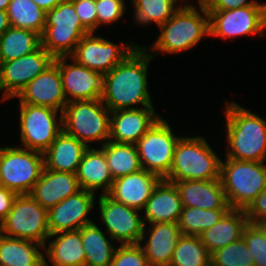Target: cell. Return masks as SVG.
<instances>
[{"label":"cell","mask_w":266,"mask_h":266,"mask_svg":"<svg viewBox=\"0 0 266 266\" xmlns=\"http://www.w3.org/2000/svg\"><path fill=\"white\" fill-rule=\"evenodd\" d=\"M147 48L137 46L122 62L103 76L101 100L111 111L134 109L132 105L141 104L143 108L153 107L148 92V63L153 59Z\"/></svg>","instance_id":"6da1fadb"},{"label":"cell","mask_w":266,"mask_h":266,"mask_svg":"<svg viewBox=\"0 0 266 266\" xmlns=\"http://www.w3.org/2000/svg\"><path fill=\"white\" fill-rule=\"evenodd\" d=\"M225 109L227 158L265 162L266 121L234 102Z\"/></svg>","instance_id":"7a4b0ae2"},{"label":"cell","mask_w":266,"mask_h":266,"mask_svg":"<svg viewBox=\"0 0 266 266\" xmlns=\"http://www.w3.org/2000/svg\"><path fill=\"white\" fill-rule=\"evenodd\" d=\"M221 159L201 137H181L176 144L169 182L220 179Z\"/></svg>","instance_id":"3957f363"},{"label":"cell","mask_w":266,"mask_h":266,"mask_svg":"<svg viewBox=\"0 0 266 266\" xmlns=\"http://www.w3.org/2000/svg\"><path fill=\"white\" fill-rule=\"evenodd\" d=\"M199 6L204 16L193 5L179 6L174 15L159 26L161 32L152 49L178 53L193 48L204 35H210L209 13L200 2Z\"/></svg>","instance_id":"277c9868"},{"label":"cell","mask_w":266,"mask_h":266,"mask_svg":"<svg viewBox=\"0 0 266 266\" xmlns=\"http://www.w3.org/2000/svg\"><path fill=\"white\" fill-rule=\"evenodd\" d=\"M225 162V163H224ZM221 160L220 180L230 208L245 209L266 188L264 162Z\"/></svg>","instance_id":"5b68a950"},{"label":"cell","mask_w":266,"mask_h":266,"mask_svg":"<svg viewBox=\"0 0 266 266\" xmlns=\"http://www.w3.org/2000/svg\"><path fill=\"white\" fill-rule=\"evenodd\" d=\"M90 33L81 23L71 0L60 2L46 12L41 46L53 58L71 56L84 35Z\"/></svg>","instance_id":"8992f818"},{"label":"cell","mask_w":266,"mask_h":266,"mask_svg":"<svg viewBox=\"0 0 266 266\" xmlns=\"http://www.w3.org/2000/svg\"><path fill=\"white\" fill-rule=\"evenodd\" d=\"M111 111L101 99L73 101L62 112L63 131L89 146L92 141L108 142Z\"/></svg>","instance_id":"52a82bcc"},{"label":"cell","mask_w":266,"mask_h":266,"mask_svg":"<svg viewBox=\"0 0 266 266\" xmlns=\"http://www.w3.org/2000/svg\"><path fill=\"white\" fill-rule=\"evenodd\" d=\"M0 233L46 246L50 236L47 209L30 194L17 195L10 212L0 224Z\"/></svg>","instance_id":"ba28073f"},{"label":"cell","mask_w":266,"mask_h":266,"mask_svg":"<svg viewBox=\"0 0 266 266\" xmlns=\"http://www.w3.org/2000/svg\"><path fill=\"white\" fill-rule=\"evenodd\" d=\"M44 169L43 153L22 147H0L1 186L30 194Z\"/></svg>","instance_id":"9c48e42d"},{"label":"cell","mask_w":266,"mask_h":266,"mask_svg":"<svg viewBox=\"0 0 266 266\" xmlns=\"http://www.w3.org/2000/svg\"><path fill=\"white\" fill-rule=\"evenodd\" d=\"M169 123L161 117L135 143L142 169L164 179L170 172L174 150L181 138L172 133Z\"/></svg>","instance_id":"30bf717a"},{"label":"cell","mask_w":266,"mask_h":266,"mask_svg":"<svg viewBox=\"0 0 266 266\" xmlns=\"http://www.w3.org/2000/svg\"><path fill=\"white\" fill-rule=\"evenodd\" d=\"M21 141L25 149L44 153L63 131L62 113L49 107L20 104ZM58 122V123H57Z\"/></svg>","instance_id":"8fae6325"},{"label":"cell","mask_w":266,"mask_h":266,"mask_svg":"<svg viewBox=\"0 0 266 266\" xmlns=\"http://www.w3.org/2000/svg\"><path fill=\"white\" fill-rule=\"evenodd\" d=\"M101 219L109 232L111 241L121 245L140 244L145 239V220L138 215L140 210L126 206L107 194L99 197Z\"/></svg>","instance_id":"7c38bea8"},{"label":"cell","mask_w":266,"mask_h":266,"mask_svg":"<svg viewBox=\"0 0 266 266\" xmlns=\"http://www.w3.org/2000/svg\"><path fill=\"white\" fill-rule=\"evenodd\" d=\"M123 44L122 42V48L102 37L93 36V32H90L83 36L70 57L78 64L104 75L122 62L138 46L132 43Z\"/></svg>","instance_id":"4fadbf2b"},{"label":"cell","mask_w":266,"mask_h":266,"mask_svg":"<svg viewBox=\"0 0 266 266\" xmlns=\"http://www.w3.org/2000/svg\"><path fill=\"white\" fill-rule=\"evenodd\" d=\"M54 62V58L42 46L35 52L0 63V91L2 100L15 98L30 81Z\"/></svg>","instance_id":"5bb4252c"},{"label":"cell","mask_w":266,"mask_h":266,"mask_svg":"<svg viewBox=\"0 0 266 266\" xmlns=\"http://www.w3.org/2000/svg\"><path fill=\"white\" fill-rule=\"evenodd\" d=\"M209 13L210 35L233 38L243 35H262L266 28L261 6H247L231 10H206Z\"/></svg>","instance_id":"9a60e30c"},{"label":"cell","mask_w":266,"mask_h":266,"mask_svg":"<svg viewBox=\"0 0 266 266\" xmlns=\"http://www.w3.org/2000/svg\"><path fill=\"white\" fill-rule=\"evenodd\" d=\"M66 59L67 57H58L54 58V62L59 67L67 103L101 99L104 75L78 64L74 59L73 64L66 63Z\"/></svg>","instance_id":"2e32d148"},{"label":"cell","mask_w":266,"mask_h":266,"mask_svg":"<svg viewBox=\"0 0 266 266\" xmlns=\"http://www.w3.org/2000/svg\"><path fill=\"white\" fill-rule=\"evenodd\" d=\"M15 97L20 99V104L49 107L62 113L67 100L63 92L58 65L53 62L20 90Z\"/></svg>","instance_id":"e0dca14e"},{"label":"cell","mask_w":266,"mask_h":266,"mask_svg":"<svg viewBox=\"0 0 266 266\" xmlns=\"http://www.w3.org/2000/svg\"><path fill=\"white\" fill-rule=\"evenodd\" d=\"M95 193L81 189L47 210L50 234L81 229L93 223L86 216L94 206Z\"/></svg>","instance_id":"ac0fdd59"},{"label":"cell","mask_w":266,"mask_h":266,"mask_svg":"<svg viewBox=\"0 0 266 266\" xmlns=\"http://www.w3.org/2000/svg\"><path fill=\"white\" fill-rule=\"evenodd\" d=\"M153 107L120 109L111 112L109 140L135 144L160 118Z\"/></svg>","instance_id":"d6986e66"},{"label":"cell","mask_w":266,"mask_h":266,"mask_svg":"<svg viewBox=\"0 0 266 266\" xmlns=\"http://www.w3.org/2000/svg\"><path fill=\"white\" fill-rule=\"evenodd\" d=\"M161 178L145 169L116 178L107 193L112 199L141 211Z\"/></svg>","instance_id":"ffe728a7"},{"label":"cell","mask_w":266,"mask_h":266,"mask_svg":"<svg viewBox=\"0 0 266 266\" xmlns=\"http://www.w3.org/2000/svg\"><path fill=\"white\" fill-rule=\"evenodd\" d=\"M175 184L183 207L201 209H230L220 179L182 180Z\"/></svg>","instance_id":"44dd1931"},{"label":"cell","mask_w":266,"mask_h":266,"mask_svg":"<svg viewBox=\"0 0 266 266\" xmlns=\"http://www.w3.org/2000/svg\"><path fill=\"white\" fill-rule=\"evenodd\" d=\"M80 190L76 174L44 168L30 195L48 210Z\"/></svg>","instance_id":"7402d4cb"},{"label":"cell","mask_w":266,"mask_h":266,"mask_svg":"<svg viewBox=\"0 0 266 266\" xmlns=\"http://www.w3.org/2000/svg\"><path fill=\"white\" fill-rule=\"evenodd\" d=\"M183 209L179 192L174 183L161 179L154 187L144 207L149 224L161 222L178 223Z\"/></svg>","instance_id":"603a6c76"},{"label":"cell","mask_w":266,"mask_h":266,"mask_svg":"<svg viewBox=\"0 0 266 266\" xmlns=\"http://www.w3.org/2000/svg\"><path fill=\"white\" fill-rule=\"evenodd\" d=\"M146 245L141 246L149 266H169L176 243L182 235L178 223L161 222L150 225Z\"/></svg>","instance_id":"cb8c5ba5"},{"label":"cell","mask_w":266,"mask_h":266,"mask_svg":"<svg viewBox=\"0 0 266 266\" xmlns=\"http://www.w3.org/2000/svg\"><path fill=\"white\" fill-rule=\"evenodd\" d=\"M89 146L62 131L43 153L44 168L76 174Z\"/></svg>","instance_id":"d4e9b609"},{"label":"cell","mask_w":266,"mask_h":266,"mask_svg":"<svg viewBox=\"0 0 266 266\" xmlns=\"http://www.w3.org/2000/svg\"><path fill=\"white\" fill-rule=\"evenodd\" d=\"M248 224L249 220L244 209L230 208L215 225L199 236L209 253L212 254L216 250L241 239Z\"/></svg>","instance_id":"484cf974"},{"label":"cell","mask_w":266,"mask_h":266,"mask_svg":"<svg viewBox=\"0 0 266 266\" xmlns=\"http://www.w3.org/2000/svg\"><path fill=\"white\" fill-rule=\"evenodd\" d=\"M76 177L81 189L94 193L102 187L103 194L110 191L113 178L101 148L88 147L78 165Z\"/></svg>","instance_id":"4316f807"},{"label":"cell","mask_w":266,"mask_h":266,"mask_svg":"<svg viewBox=\"0 0 266 266\" xmlns=\"http://www.w3.org/2000/svg\"><path fill=\"white\" fill-rule=\"evenodd\" d=\"M60 234V235H59ZM57 236L49 242L45 254L53 266H85V251L81 241V229L50 234Z\"/></svg>","instance_id":"83f0119b"},{"label":"cell","mask_w":266,"mask_h":266,"mask_svg":"<svg viewBox=\"0 0 266 266\" xmlns=\"http://www.w3.org/2000/svg\"><path fill=\"white\" fill-rule=\"evenodd\" d=\"M34 243L0 233V266H42L45 257L37 248L44 246Z\"/></svg>","instance_id":"f1b7e54d"},{"label":"cell","mask_w":266,"mask_h":266,"mask_svg":"<svg viewBox=\"0 0 266 266\" xmlns=\"http://www.w3.org/2000/svg\"><path fill=\"white\" fill-rule=\"evenodd\" d=\"M41 47V35L10 26L0 36V63L31 54Z\"/></svg>","instance_id":"f546056e"},{"label":"cell","mask_w":266,"mask_h":266,"mask_svg":"<svg viewBox=\"0 0 266 266\" xmlns=\"http://www.w3.org/2000/svg\"><path fill=\"white\" fill-rule=\"evenodd\" d=\"M105 158L114 179L126 176L142 169L135 144L108 141L102 143Z\"/></svg>","instance_id":"4dcf8cb0"},{"label":"cell","mask_w":266,"mask_h":266,"mask_svg":"<svg viewBox=\"0 0 266 266\" xmlns=\"http://www.w3.org/2000/svg\"><path fill=\"white\" fill-rule=\"evenodd\" d=\"M81 241L85 251V266L111 264L116 248L94 222L81 228Z\"/></svg>","instance_id":"1f68e13d"},{"label":"cell","mask_w":266,"mask_h":266,"mask_svg":"<svg viewBox=\"0 0 266 266\" xmlns=\"http://www.w3.org/2000/svg\"><path fill=\"white\" fill-rule=\"evenodd\" d=\"M6 12L12 27L32 30L42 35L46 12L32 0H11Z\"/></svg>","instance_id":"d6a6232c"},{"label":"cell","mask_w":266,"mask_h":266,"mask_svg":"<svg viewBox=\"0 0 266 266\" xmlns=\"http://www.w3.org/2000/svg\"><path fill=\"white\" fill-rule=\"evenodd\" d=\"M211 254L200 236L182 234L176 243L169 266H208Z\"/></svg>","instance_id":"836d02e7"},{"label":"cell","mask_w":266,"mask_h":266,"mask_svg":"<svg viewBox=\"0 0 266 266\" xmlns=\"http://www.w3.org/2000/svg\"><path fill=\"white\" fill-rule=\"evenodd\" d=\"M228 210L183 207L178 226L184 235L199 236L202 232L215 225Z\"/></svg>","instance_id":"e575fe53"},{"label":"cell","mask_w":266,"mask_h":266,"mask_svg":"<svg viewBox=\"0 0 266 266\" xmlns=\"http://www.w3.org/2000/svg\"><path fill=\"white\" fill-rule=\"evenodd\" d=\"M176 3L177 0H132L135 20L141 25L154 22L159 27L179 9L178 6L175 8Z\"/></svg>","instance_id":"d590c367"},{"label":"cell","mask_w":266,"mask_h":266,"mask_svg":"<svg viewBox=\"0 0 266 266\" xmlns=\"http://www.w3.org/2000/svg\"><path fill=\"white\" fill-rule=\"evenodd\" d=\"M211 263L214 266H255L243 237L213 252Z\"/></svg>","instance_id":"8d00e7d4"},{"label":"cell","mask_w":266,"mask_h":266,"mask_svg":"<svg viewBox=\"0 0 266 266\" xmlns=\"http://www.w3.org/2000/svg\"><path fill=\"white\" fill-rule=\"evenodd\" d=\"M109 266H149L140 244L119 245Z\"/></svg>","instance_id":"74e56055"},{"label":"cell","mask_w":266,"mask_h":266,"mask_svg":"<svg viewBox=\"0 0 266 266\" xmlns=\"http://www.w3.org/2000/svg\"><path fill=\"white\" fill-rule=\"evenodd\" d=\"M243 238L255 261V266H266V238L251 223L246 226Z\"/></svg>","instance_id":"f35d334b"},{"label":"cell","mask_w":266,"mask_h":266,"mask_svg":"<svg viewBox=\"0 0 266 266\" xmlns=\"http://www.w3.org/2000/svg\"><path fill=\"white\" fill-rule=\"evenodd\" d=\"M98 27L100 24L117 22L125 12L124 0H95Z\"/></svg>","instance_id":"ab89813d"},{"label":"cell","mask_w":266,"mask_h":266,"mask_svg":"<svg viewBox=\"0 0 266 266\" xmlns=\"http://www.w3.org/2000/svg\"><path fill=\"white\" fill-rule=\"evenodd\" d=\"M82 25L89 31L98 28L97 10L95 0H71Z\"/></svg>","instance_id":"60d3db41"},{"label":"cell","mask_w":266,"mask_h":266,"mask_svg":"<svg viewBox=\"0 0 266 266\" xmlns=\"http://www.w3.org/2000/svg\"><path fill=\"white\" fill-rule=\"evenodd\" d=\"M206 10H231L247 6H260L255 0H198Z\"/></svg>","instance_id":"b9f144b4"},{"label":"cell","mask_w":266,"mask_h":266,"mask_svg":"<svg viewBox=\"0 0 266 266\" xmlns=\"http://www.w3.org/2000/svg\"><path fill=\"white\" fill-rule=\"evenodd\" d=\"M248 220L266 218V188L244 209Z\"/></svg>","instance_id":"7bdbcfd3"},{"label":"cell","mask_w":266,"mask_h":266,"mask_svg":"<svg viewBox=\"0 0 266 266\" xmlns=\"http://www.w3.org/2000/svg\"><path fill=\"white\" fill-rule=\"evenodd\" d=\"M18 194L5 187H0V224L10 212L13 202Z\"/></svg>","instance_id":"ee69618b"},{"label":"cell","mask_w":266,"mask_h":266,"mask_svg":"<svg viewBox=\"0 0 266 266\" xmlns=\"http://www.w3.org/2000/svg\"><path fill=\"white\" fill-rule=\"evenodd\" d=\"M43 11L48 12L55 8L60 2L64 0H32Z\"/></svg>","instance_id":"f6af8a7d"},{"label":"cell","mask_w":266,"mask_h":266,"mask_svg":"<svg viewBox=\"0 0 266 266\" xmlns=\"http://www.w3.org/2000/svg\"><path fill=\"white\" fill-rule=\"evenodd\" d=\"M249 223H251L259 231V233L266 238V218L249 220Z\"/></svg>","instance_id":"bcb514c9"},{"label":"cell","mask_w":266,"mask_h":266,"mask_svg":"<svg viewBox=\"0 0 266 266\" xmlns=\"http://www.w3.org/2000/svg\"><path fill=\"white\" fill-rule=\"evenodd\" d=\"M9 17L6 11L0 10V36L10 27Z\"/></svg>","instance_id":"7dc6e473"},{"label":"cell","mask_w":266,"mask_h":266,"mask_svg":"<svg viewBox=\"0 0 266 266\" xmlns=\"http://www.w3.org/2000/svg\"><path fill=\"white\" fill-rule=\"evenodd\" d=\"M11 0H0V10L6 11Z\"/></svg>","instance_id":"c3c4849f"},{"label":"cell","mask_w":266,"mask_h":266,"mask_svg":"<svg viewBox=\"0 0 266 266\" xmlns=\"http://www.w3.org/2000/svg\"><path fill=\"white\" fill-rule=\"evenodd\" d=\"M261 6V17L266 24V5L265 4H260Z\"/></svg>","instance_id":"681fc988"},{"label":"cell","mask_w":266,"mask_h":266,"mask_svg":"<svg viewBox=\"0 0 266 266\" xmlns=\"http://www.w3.org/2000/svg\"><path fill=\"white\" fill-rule=\"evenodd\" d=\"M42 266H49L46 260H44V264Z\"/></svg>","instance_id":"f907efd6"}]
</instances>
